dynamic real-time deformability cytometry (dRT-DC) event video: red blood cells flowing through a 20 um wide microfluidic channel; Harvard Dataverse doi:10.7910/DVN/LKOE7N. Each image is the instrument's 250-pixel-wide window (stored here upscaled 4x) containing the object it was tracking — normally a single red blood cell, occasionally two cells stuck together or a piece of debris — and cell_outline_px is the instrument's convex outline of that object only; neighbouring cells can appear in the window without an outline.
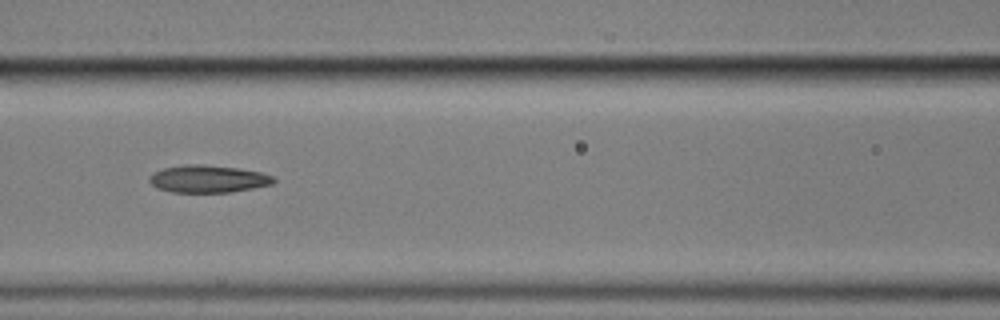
{"species": "common noctule bat (a hibernating species)", "species_latin": "Nyctalus noctula", "temperature_condition": "cold", "stored_images_in_passage": 11, "camera_frame_rate_fps": 3000, "um_per_image_px": 0.085, "animal": {"sex": "male", "body_mass_g": 17.9}, "frame": {"image": 1, "passage_image": 7, "time_ms": 8.0, "image_size_px": [1000, 320], "cell_outline_px": [[276, 180], [272, 184], [232, 192], [172, 192], [156, 188], [148, 180], [148, 176], [152, 172], [164, 168], [184, 164], [200, 164], [236, 168], [260, 172], [272, 176]], "centroid_in_image_um": [17.63, 15.2], "position_along_channel_um": 149.0, "area_um2": 19.83}}
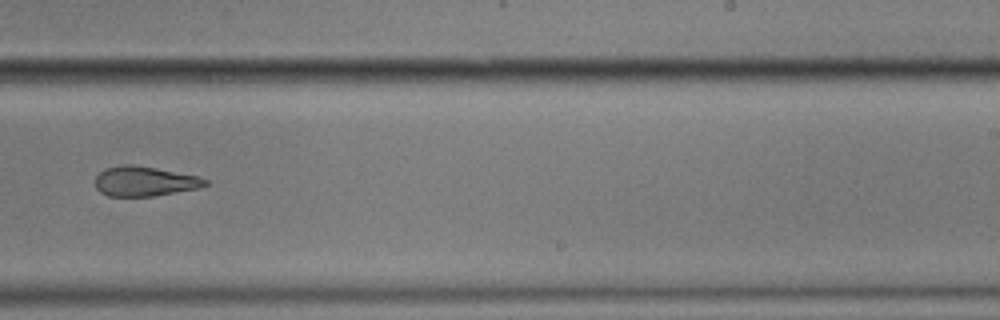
{"frame": {"image": 2, "passage_image": 10, "time_ms": 11.667, "image_size_px": [1000, 320], "cell_outline_px": [[208, 184], [200, 188], [152, 196], [108, 196], [100, 192], [96, 188], [96, 176], [104, 168], [124, 164], [132, 164], [156, 168], [196, 176], [208, 180]], "centroid_in_image_um": [12.27, 15.41], "position_along_channel_um": 276.7, "area_um2": 19.02}}
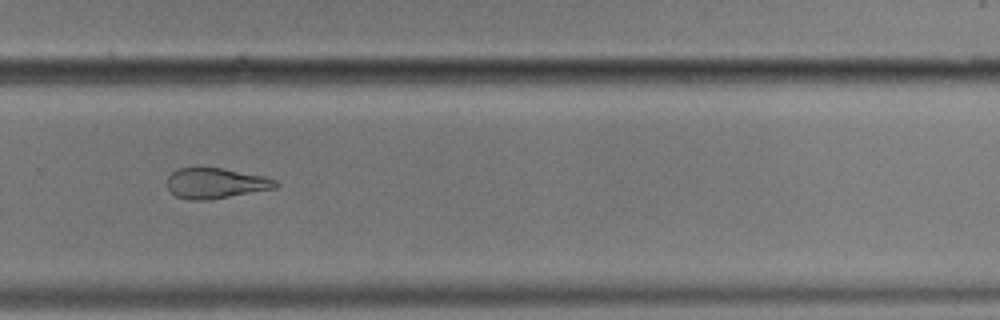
{"frame": {"image": 3, "passage_image": 11, "time_ms": 12.667, "image_size_px": [1000, 320], "cell_outline_px": [[280, 184], [276, 188], [208, 200], [188, 200], [176, 196], [168, 188], [168, 176], [172, 172], [180, 168], [220, 168], [268, 176], [276, 180]], "centroid_in_image_um": [18.38, 15.58], "position_along_channel_um": 311.4, "area_um2": 19.25}}